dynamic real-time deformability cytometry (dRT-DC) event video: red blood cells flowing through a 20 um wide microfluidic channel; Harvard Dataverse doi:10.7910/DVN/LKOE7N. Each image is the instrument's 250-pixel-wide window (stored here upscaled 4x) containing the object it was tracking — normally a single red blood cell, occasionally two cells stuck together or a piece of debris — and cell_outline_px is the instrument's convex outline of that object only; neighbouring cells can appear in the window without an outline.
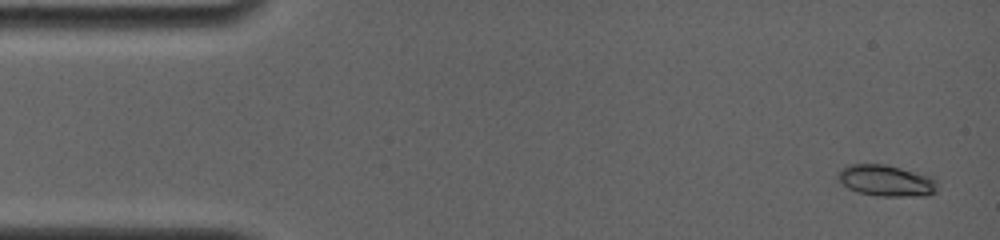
{"species": "common noctule bat (a hibernating species)", "species_latin": "Nyctalus noctula", "temperature_condition": "room temperature", "stored_images_in_passage": 4, "camera_frame_rate_fps": 4000, "um_per_image_px": 0.085, "animal": {"sex": "female", "body_mass_g": 19.0, "forearm_length_mm": 56.7}, "frame": {"image": 1, "passage_image": 1, "time_ms": 0.0, "image_size_px": [1000, 240], "cell_outline_px": [[936, 192], [928, 196], [876, 196], [860, 192], [848, 188], [836, 176], [840, 168], [848, 164], [884, 164], [936, 176]], "centroid_in_image_um": [75.37, 15.34], "position_along_channel_um": 9.6, "area_um2": 18.44}}
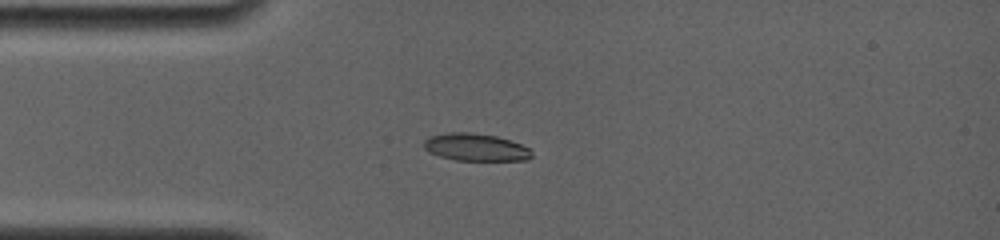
{"frame": {"image": 2, "passage_image": 4, "time_ms": 3.5, "image_size_px": [1000, 240], "cell_outline_px": [[532, 156], [528, 160], [456, 160], [440, 156], [428, 152], [424, 148], [424, 140], [428, 136], [448, 132], [468, 132], [496, 136], [520, 144], [528, 148], [532, 152]], "centroid_in_image_um": [40.39, 12.51], "position_along_channel_um": 44.6, "area_um2": 17.17}}